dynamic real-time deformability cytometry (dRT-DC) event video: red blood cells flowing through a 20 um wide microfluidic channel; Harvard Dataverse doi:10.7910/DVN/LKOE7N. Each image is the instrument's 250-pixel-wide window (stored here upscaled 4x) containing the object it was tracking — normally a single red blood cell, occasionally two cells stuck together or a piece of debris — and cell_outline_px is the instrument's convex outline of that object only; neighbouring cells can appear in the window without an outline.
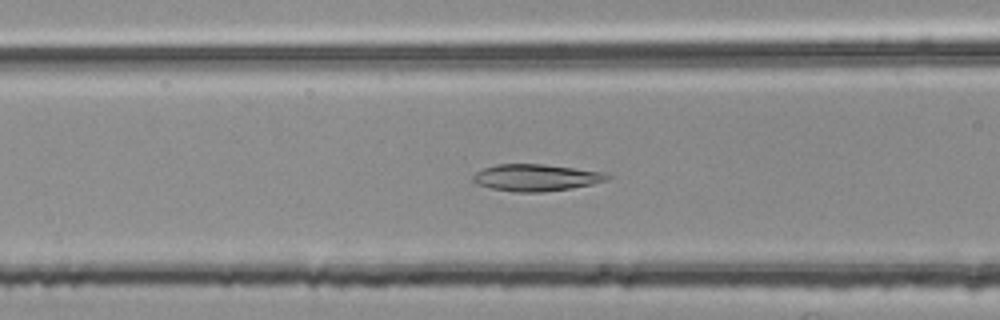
{"species": "common noctule bat (a hibernating species)", "species_latin": "Nyctalus noctula", "temperature_condition": "room temperature", "stored_images_in_passage": 38, "camera_frame_rate_fps": 3000, "um_per_image_px": 0.085, "animal": {"sex": "female", "body_mass_g": 25.1}, "frame": {"image": 1, "passage_image": 7, "time_ms": 2.0, "image_size_px": [1000, 320], "cell_outline_px": [[608, 180], [592, 184], [572, 188], [540, 192], [516, 192], [492, 188], [476, 184], [472, 180], [472, 176], [476, 172], [484, 168], [496, 164], [544, 164], [604, 172], [608, 176]], "centroid_in_image_um": [45.53, 15.09], "position_along_channel_um": 121.1, "area_um2": 20.87}}
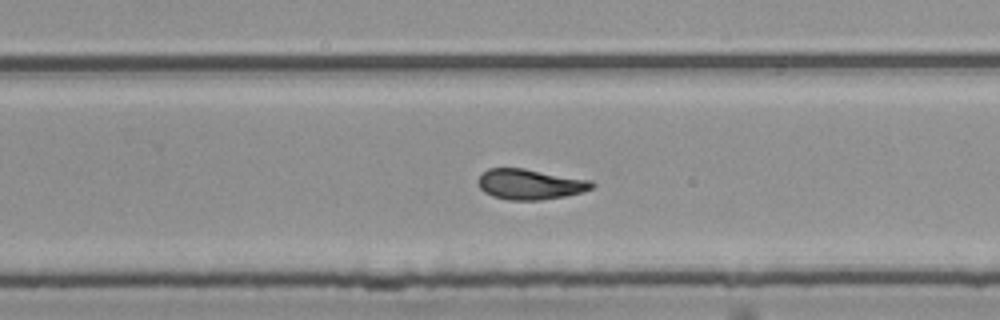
{"frame": {"image": 2, "passage_image": 20, "time_ms": 6.333, "image_size_px": [1000, 320], "cell_outline_px": [[596, 184], [592, 188], [580, 192], [564, 196], [540, 200], [508, 200], [492, 196], [484, 192], [480, 188], [476, 180], [480, 172], [488, 168], [524, 168], [592, 180]], "centroid_in_image_um": [45.0, 15.65], "position_along_channel_um": 284.8, "area_um2": 20.4}}
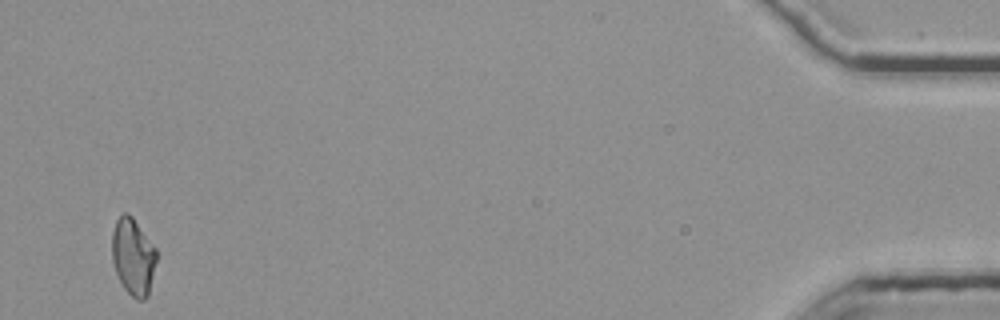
{"frame": {"image": 3, "passage_image": 38, "time_ms": 12.333, "image_size_px": [1000, 320], "cell_outline_px": [[156, 260], [148, 296], [144, 300], [136, 300], [124, 288], [116, 272], [112, 260], [112, 232], [116, 220], [124, 212], [128, 212], [132, 216], [156, 248]], "centroid_in_image_um": [11.31, 21.8], "position_along_channel_um": 423.9, "area_um2": 19.83}, "authors_computed_cell_mechanics": {"area_um2": 20.0277, "velocity_mm_per_s": 3.7832, "shape_relaxation_time_tau1_ms": 4.2058, "shape_relaxation_time_tau2_ms": 1.3329, "deformation_change_tau1": 0.1639, "deformation_change_tau2": 0.0876}}